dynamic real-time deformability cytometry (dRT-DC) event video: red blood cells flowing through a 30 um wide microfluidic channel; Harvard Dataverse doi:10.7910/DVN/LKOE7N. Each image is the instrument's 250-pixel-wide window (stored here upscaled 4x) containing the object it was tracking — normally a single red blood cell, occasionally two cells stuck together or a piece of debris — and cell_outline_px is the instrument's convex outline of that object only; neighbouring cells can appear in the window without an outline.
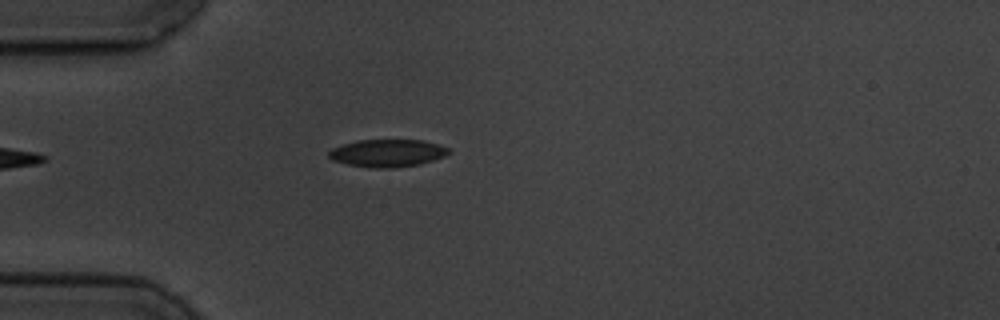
{"species": "common noctule bat (a hibernating species)", "species_latin": "Nyctalus noctula", "temperature_condition": "cold", "stored_images_in_passage": 4, "camera_frame_rate_fps": 3000, "um_per_image_px": 0.085, "animal": {"sex": "male", "body_mass_g": 19.5, "forearm_length_mm": 54.6}, "frame": {"image": 1, "passage_image": 4, "time_ms": 3.333, "image_size_px": [1000, 320], "cell_outline_px": [[452, 152], [444, 156], [420, 164], [392, 168], [372, 168], [348, 164], [332, 160], [328, 156], [328, 152], [332, 148], [356, 140], [420, 140], [436, 144], [448, 148]], "centroid_in_image_um": [32.91, 13.01], "position_along_channel_um": 52.1, "area_um2": 19.13}}